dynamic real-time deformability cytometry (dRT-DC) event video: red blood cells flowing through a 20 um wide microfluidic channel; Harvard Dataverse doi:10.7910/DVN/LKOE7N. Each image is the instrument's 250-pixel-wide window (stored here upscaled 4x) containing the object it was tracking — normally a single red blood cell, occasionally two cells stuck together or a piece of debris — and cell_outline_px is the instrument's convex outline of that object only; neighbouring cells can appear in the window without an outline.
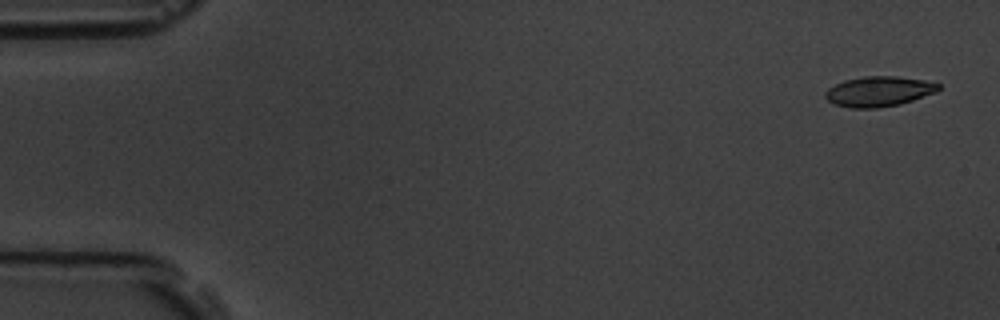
{"species": "common noctule bat (a hibernating species)", "species_latin": "Nyctalus noctula", "temperature_condition": "room temperature", "stored_images_in_passage": 3, "camera_frame_rate_fps": 3000, "um_per_image_px": 0.085, "animal": {"sex": "male", "body_mass_g": 19.5, "forearm_length_mm": 54.6}, "frame": {"image": 1, "passage_image": 1, "time_ms": 0.0, "image_size_px": [1000, 320], "cell_outline_px": [[940, 88], [936, 92], [900, 104], [876, 108], [852, 108], [836, 104], [828, 100], [824, 96], [824, 92], [828, 88], [844, 80], [864, 76], [896, 76], [924, 80], [940, 84]], "centroid_in_image_um": [74.69, 7.76], "position_along_channel_um": 10.3, "area_um2": 19.77}}